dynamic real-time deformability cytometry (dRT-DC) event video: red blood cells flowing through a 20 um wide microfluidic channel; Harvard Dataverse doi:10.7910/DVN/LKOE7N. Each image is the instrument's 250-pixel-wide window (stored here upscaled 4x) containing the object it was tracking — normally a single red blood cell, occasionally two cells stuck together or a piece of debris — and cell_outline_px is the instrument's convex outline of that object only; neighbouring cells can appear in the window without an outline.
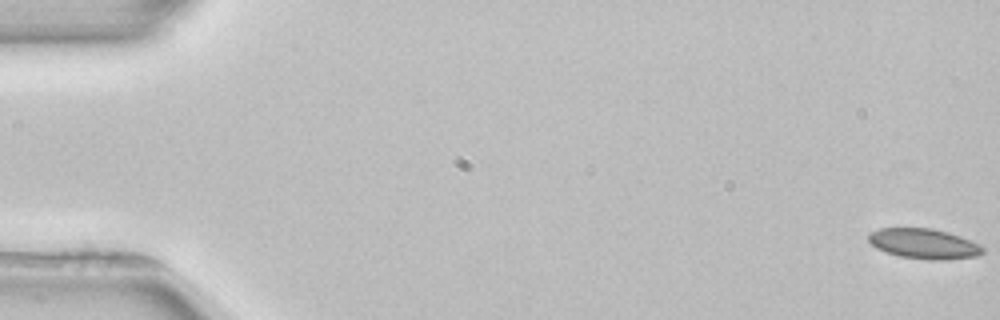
{"species": "common noctule bat (a hibernating species)", "species_latin": "Nyctalus noctula", "temperature_condition": "room temperature", "stored_images_in_passage": 3, "camera_frame_rate_fps": 3000, "um_per_image_px": 0.085, "animal": {"sex": "female", "body_mass_g": 22.7, "forearm_length_mm": 54.2}, "frame": {"image": 1, "passage_image": 1, "time_ms": 0.0, "image_size_px": [1000, 320], "cell_outline_px": [[984, 252], [976, 256], [940, 260], [932, 260], [900, 256], [876, 248], [868, 240], [868, 232], [880, 228], [932, 228], [948, 232], [960, 236], [980, 244], [984, 248]], "centroid_in_image_um": [78.53, 20.7], "position_along_channel_um": 6.5, "area_um2": 20.0}}